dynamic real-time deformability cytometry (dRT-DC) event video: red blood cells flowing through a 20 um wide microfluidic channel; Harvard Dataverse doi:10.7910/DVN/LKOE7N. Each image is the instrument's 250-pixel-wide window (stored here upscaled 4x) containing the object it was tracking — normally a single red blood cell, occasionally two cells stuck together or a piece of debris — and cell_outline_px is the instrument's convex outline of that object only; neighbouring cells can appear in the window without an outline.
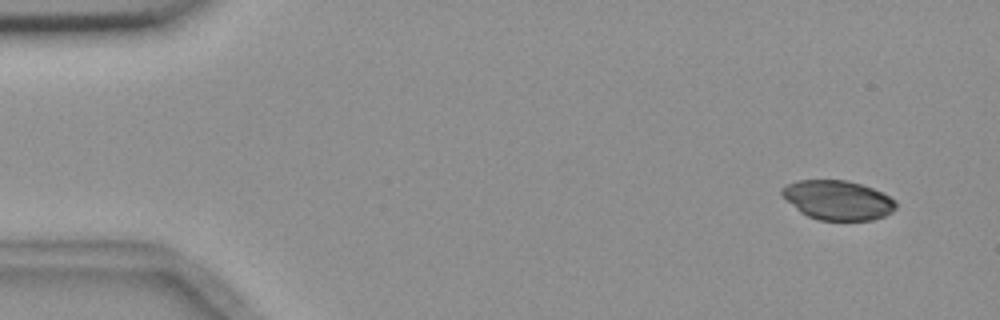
{"species": "common noctule bat (a hibernating species)", "species_latin": "Nyctalus noctula", "temperature_condition": "room temperature", "stored_images_in_passage": 10, "camera_frame_rate_fps": 3000, "um_per_image_px": 0.085, "animal": {"sex": "female", "body_mass_g": 18.4}, "frame": {"image": 1, "passage_image": 1, "time_ms": 0.0, "image_size_px": [1000, 320], "cell_outline_px": [[896, 208], [892, 212], [884, 216], [872, 220], [820, 220], [808, 216], [800, 212], [780, 196], [780, 188], [788, 184], [800, 180], [848, 180], [872, 188], [896, 200]], "centroid_in_image_um": [71.18, 17.01], "position_along_channel_um": 13.8, "area_um2": 26.24}}
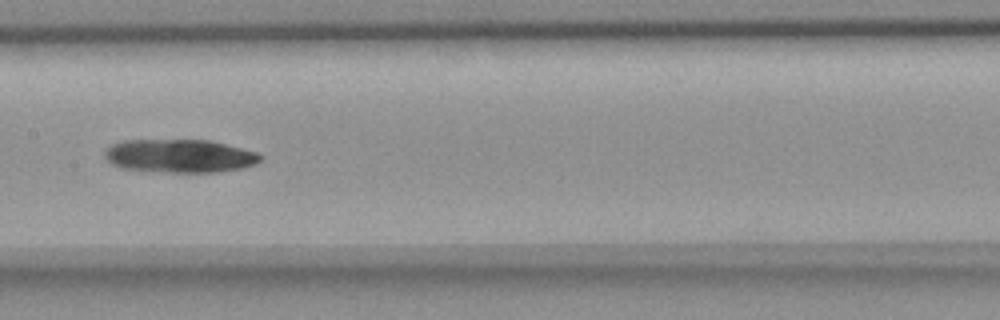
{"frame": {"image": 2, "passage_image": 8, "time_ms": 8.0, "image_size_px": [1000, 320], "cell_outline_px": [[264, 156], [256, 164], [240, 168], [216, 172], [168, 172], [124, 168], [112, 164], [104, 156], [104, 152], [112, 144], [124, 140], [212, 140], [256, 152]], "centroid_in_image_um": [15.3, 13.24], "position_along_channel_um": 192.1, "area_um2": 30.06}}
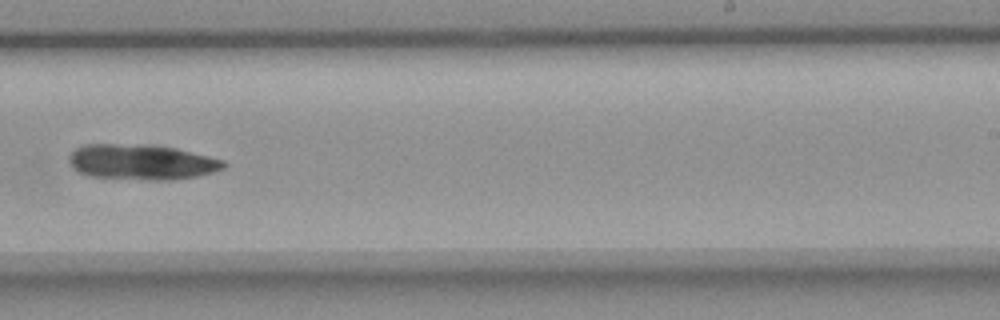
{"frame": {"image": 3, "passage_image": 10, "time_ms": 10.333, "image_size_px": [1000, 320], "cell_outline_px": [[228, 164], [224, 168], [212, 172], [196, 176], [172, 180], [148, 180], [88, 176], [72, 168], [68, 160], [68, 156], [76, 148], [84, 144], [148, 144], [176, 148], [224, 160]], "centroid_in_image_um": [12.02, 13.77], "position_along_channel_um": 277.0, "area_um2": 32.08}}